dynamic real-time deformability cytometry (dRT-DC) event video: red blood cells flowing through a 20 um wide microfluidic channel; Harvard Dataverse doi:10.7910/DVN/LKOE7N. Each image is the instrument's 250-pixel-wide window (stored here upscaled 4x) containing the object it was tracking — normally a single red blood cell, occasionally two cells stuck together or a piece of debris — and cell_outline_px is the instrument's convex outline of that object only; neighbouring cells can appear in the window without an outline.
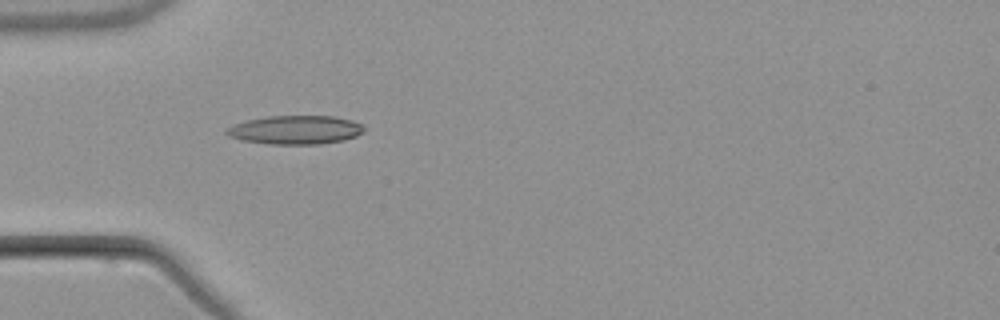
{"species": "common noctule bat (a hibernating species)", "species_latin": "Nyctalus noctula", "temperature_condition": "warm", "stored_images_in_passage": 1, "camera_frame_rate_fps": 3000, "um_per_image_px": 0.085, "animal": {"sex": "male", "body_mass_g": 21.5, "forearm_length_mm": 52.0}, "frame": {"image": 1, "passage_image": 1, "time_ms": 0.0, "image_size_px": [1000, 320], "cell_outline_px": [[364, 132], [356, 136], [344, 140], [320, 144], [268, 144], [240, 140], [228, 136], [224, 132], [224, 128], [248, 120], [268, 116], [336, 116], [352, 120], [360, 124], [364, 128]], "centroid_in_image_um": [25.09, 11.04], "position_along_channel_um": 59.9, "area_um2": 23.12}}